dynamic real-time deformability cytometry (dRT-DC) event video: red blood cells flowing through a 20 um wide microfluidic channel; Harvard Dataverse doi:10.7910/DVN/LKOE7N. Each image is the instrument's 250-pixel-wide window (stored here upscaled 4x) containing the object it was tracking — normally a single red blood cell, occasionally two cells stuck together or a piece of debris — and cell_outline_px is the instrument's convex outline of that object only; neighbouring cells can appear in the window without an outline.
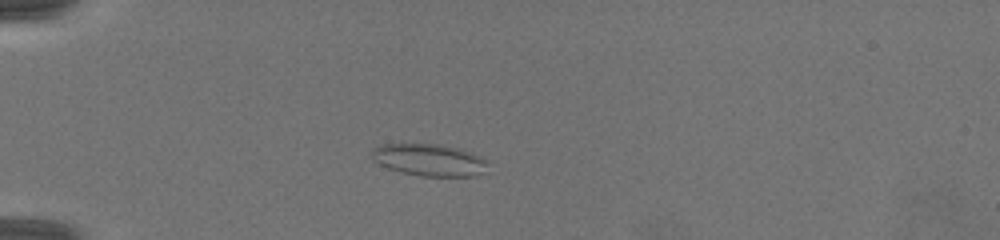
{"species": "common noctule bat (a hibernating species)", "species_latin": "Nyctalus noctula", "temperature_condition": "warm", "stored_images_in_passage": 38, "camera_frame_rate_fps": 3000, "um_per_image_px": 0.085, "animal": {"sex": "female", "body_mass_g": 19.5, "forearm_length_mm": 54.1}, "frame": {"image": 1, "passage_image": 3, "time_ms": 0.667, "image_size_px": [1000, 240], "cell_outline_px": [[488, 164], [484, 172], [476, 176], [420, 176], [400, 172], [388, 168], [380, 164], [372, 156], [372, 148], [380, 144], [440, 144], [456, 148], [480, 156], [488, 160]], "centroid_in_image_um": [36.5, 13.6], "position_along_channel_um": 48.5, "area_um2": 21.62}}
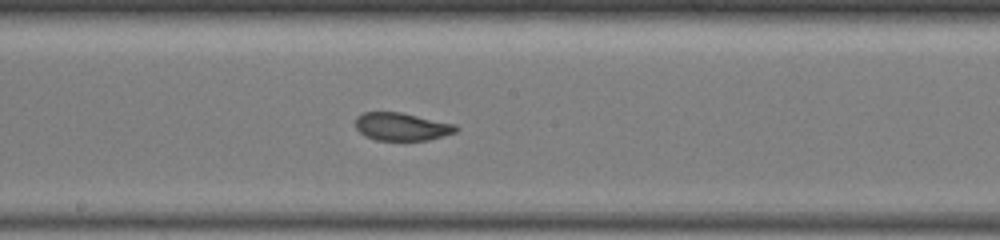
{"frame": {"image": 2, "passage_image": 17, "time_ms": 5.333, "image_size_px": [1000, 240], "cell_outline_px": [[460, 128], [456, 132], [428, 140], [376, 140], [364, 136], [356, 128], [356, 116], [364, 112], [400, 112], [456, 124]], "centroid_in_image_um": [34.15, 10.76], "position_along_channel_um": 214.1, "area_um2": 16.36}}
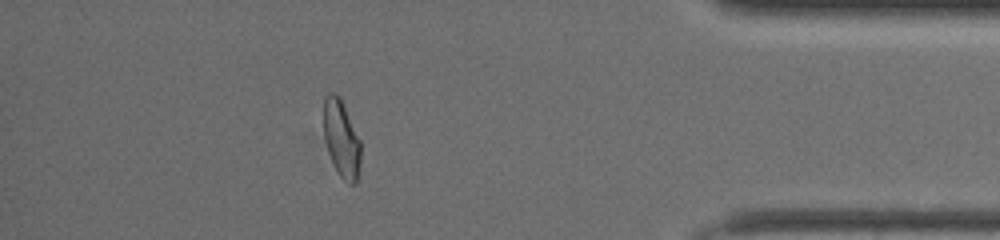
{"frame": {"image": 3, "passage_image": 33, "time_ms": 10.667, "image_size_px": [1000, 240], "cell_outline_px": [[360, 168], [356, 180], [352, 184], [348, 184], [340, 176], [328, 152], [324, 136], [324, 96], [328, 92], [332, 92], [340, 96], [360, 140]], "centroid_in_image_um": [29.02, 11.76], "position_along_channel_um": 406.2, "area_um2": 16.53}, "authors_computed_cell_mechanics": {"area_um2": 17.1955, "velocity_mm_per_s": 4.2351, "shape_relaxation_time_tau1_ms": null, "shape_relaxation_time_tau2_ms": 1.5727, "deformation_change_tau1": null, "deformation_change_tau2": 0.0883}}